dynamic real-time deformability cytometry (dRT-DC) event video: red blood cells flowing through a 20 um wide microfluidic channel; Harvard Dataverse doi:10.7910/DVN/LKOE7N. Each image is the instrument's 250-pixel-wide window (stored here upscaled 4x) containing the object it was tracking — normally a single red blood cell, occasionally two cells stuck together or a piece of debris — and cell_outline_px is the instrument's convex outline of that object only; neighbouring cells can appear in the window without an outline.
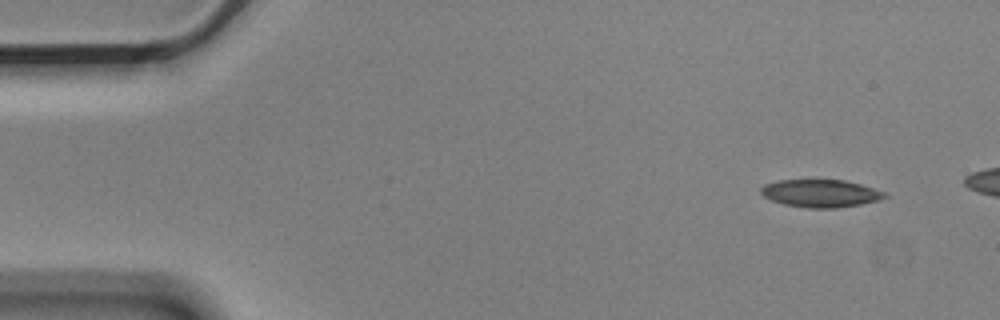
{"species": "Egyptian fruit bat (a non-hibernating species)", "species_latin": "Rousettus aegyptiacus", "temperature_condition": "cold", "stored_images_in_passage": 4, "camera_frame_rate_fps": 3000, "um_per_image_px": 0.085, "animal": {"sex": "male"}, "frame": {"image": 1, "passage_image": 1, "time_ms": 0.0, "image_size_px": [1000, 320], "cell_outline_px": [[888, 196], [880, 200], [860, 204], [836, 208], [808, 208], [784, 204], [772, 200], [764, 196], [760, 192], [760, 188], [764, 184], [776, 180], [844, 180], [860, 184], [884, 192]], "centroid_in_image_um": [69.73, 16.43], "position_along_channel_um": 15.3, "area_um2": 19.88}}